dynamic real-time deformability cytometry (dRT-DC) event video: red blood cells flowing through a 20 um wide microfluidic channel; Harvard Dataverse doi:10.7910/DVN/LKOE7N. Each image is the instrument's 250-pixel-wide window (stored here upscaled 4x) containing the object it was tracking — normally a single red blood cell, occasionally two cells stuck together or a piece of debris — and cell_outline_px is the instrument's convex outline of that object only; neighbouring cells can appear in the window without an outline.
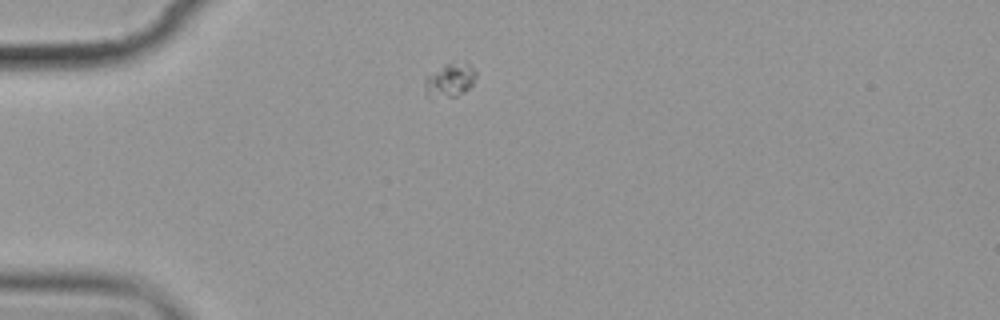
{"species": "common noctule bat (a hibernating species)", "species_latin": "Nyctalus noctula", "temperature_condition": "cold", "stored_images_in_passage": 5, "camera_frame_rate_fps": 3000, "um_per_image_px": 0.085, "animal": {"sex": "female", "body_mass_g": 19.9}, "frame": {"image": 1, "passage_image": 2, "time_ms": 1.0, "image_size_px": [1000, 320], "cell_outline_px": [[476, 76], [472, 84], [464, 92], [456, 96], [428, 96], [424, 84], [424, 76], [444, 64], [452, 60], [464, 60], [476, 72]], "centroid_in_image_um": [38.23, 6.73], "position_along_channel_um": 46.8, "area_um2": 10.23}}
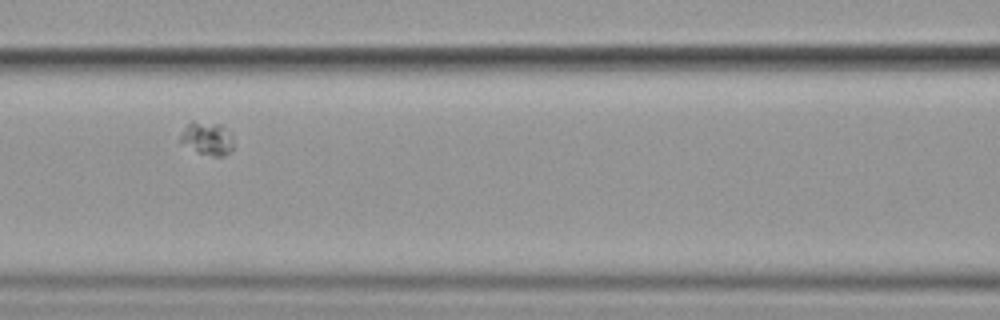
{"frame": {"image": 2, "passage_image": 5, "time_ms": 4.667, "image_size_px": [1000, 320], "cell_outline_px": [[232, 152], [224, 156], [212, 156], [196, 152], [180, 144], [180, 136], [188, 124], [192, 120], [220, 124], [232, 132]], "centroid_in_image_um": [17.62, 11.78], "position_along_channel_um": 149.0, "area_um2": 10.52}}